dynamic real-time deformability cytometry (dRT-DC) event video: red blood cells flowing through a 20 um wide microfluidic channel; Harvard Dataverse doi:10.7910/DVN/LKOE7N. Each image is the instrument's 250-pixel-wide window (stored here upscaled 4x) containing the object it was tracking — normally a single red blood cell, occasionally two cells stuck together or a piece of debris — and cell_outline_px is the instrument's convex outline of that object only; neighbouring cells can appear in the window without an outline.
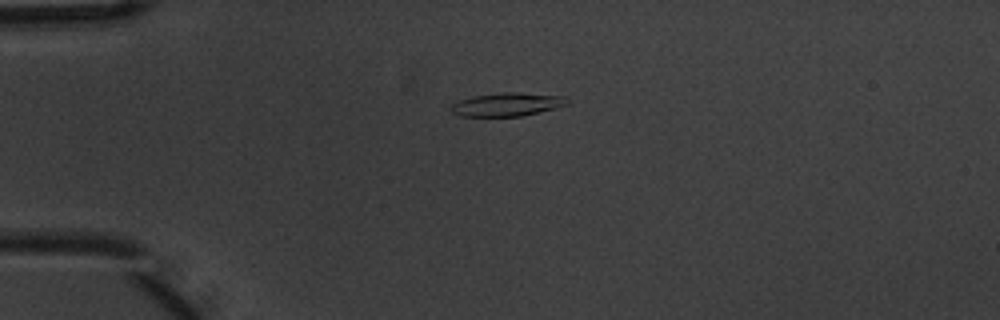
{"species": "common noctule bat (a hibernating species)", "species_latin": "Nyctalus noctula", "temperature_condition": "warm", "stored_images_in_passage": 4, "camera_frame_rate_fps": 3000, "um_per_image_px": 0.085, "animal": {"sex": "male", "body_mass_g": 20.1, "forearm_length_mm": 53.5}, "frame": {"image": 1, "passage_image": 1, "time_ms": 0.0, "image_size_px": [1000, 320], "cell_outline_px": [[568, 104], [556, 108], [520, 116], [460, 116], [452, 112], [452, 104], [460, 100], [472, 96], [500, 92], [512, 92], [564, 96], [568, 100]], "centroid_in_image_um": [43.1, 8.87], "position_along_channel_um": 41.9, "area_um2": 15.66}}
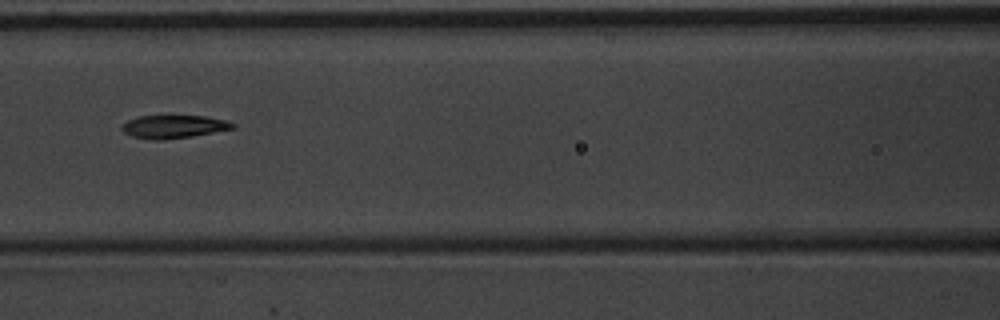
{"frame": {"image": 2, "passage_image": 4, "time_ms": 1.0, "image_size_px": [1000, 320], "cell_outline_px": [[236, 128], [192, 136], [160, 140], [156, 140], [132, 136], [124, 132], [120, 128], [128, 120], [140, 116], [204, 116], [224, 120], [236, 124]], "centroid_in_image_um": [14.78, 10.76], "position_along_channel_um": 151.8, "area_um2": 14.68}}